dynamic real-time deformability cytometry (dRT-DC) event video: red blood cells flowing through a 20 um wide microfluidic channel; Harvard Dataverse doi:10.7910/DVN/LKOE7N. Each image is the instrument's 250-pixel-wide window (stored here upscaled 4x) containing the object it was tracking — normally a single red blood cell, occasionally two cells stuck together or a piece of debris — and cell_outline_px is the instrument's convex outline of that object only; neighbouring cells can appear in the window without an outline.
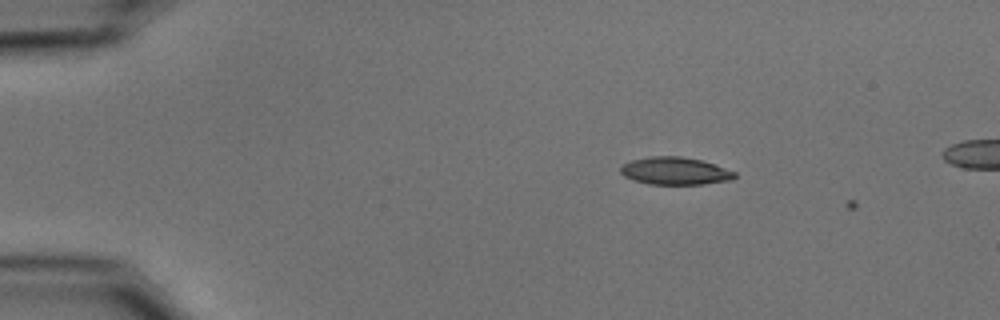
{"species": "common noctule bat (a hibernating species)", "species_latin": "Nyctalus noctula", "temperature_condition": "cold", "stored_images_in_passage": 6, "camera_frame_rate_fps": 3000, "um_per_image_px": 0.085, "animal": {"sex": "male", "body_mass_g": 15.6}, "frame": {"image": 1, "passage_image": 5, "time_ms": 1.333, "image_size_px": [1000, 320], "cell_outline_px": [[736, 176], [732, 180], [704, 184], [648, 184], [632, 180], [624, 176], [620, 172], [620, 168], [624, 164], [632, 160], [652, 156], [680, 156], [700, 160], [736, 172]], "centroid_in_image_um": [57.36, 14.54], "position_along_channel_um": 27.6, "area_um2": 18.21}}